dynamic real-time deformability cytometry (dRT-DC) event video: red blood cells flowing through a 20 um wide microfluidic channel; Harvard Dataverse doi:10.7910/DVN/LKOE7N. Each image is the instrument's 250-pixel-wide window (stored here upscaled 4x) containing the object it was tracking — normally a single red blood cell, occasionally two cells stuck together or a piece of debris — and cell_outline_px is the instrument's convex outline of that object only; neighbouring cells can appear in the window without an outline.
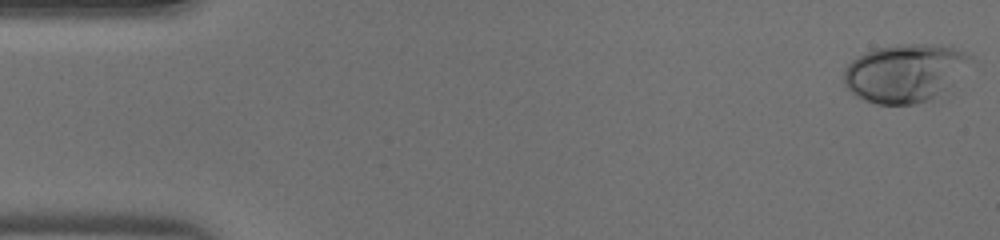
{"species": "human", "species_latin": "Homo sapiens", "temperature_condition": "warm", "stored_images_in_passage": 46, "camera_frame_rate_fps": 3000, "um_per_image_px": 0.085, "donor": {"sex": "male"}, "frame": {"image": 1, "passage_image": 1, "time_ms": 0.0, "image_size_px": [1000, 240], "cell_outline_px": [[976, 60], [940, 104], [876, 104], [856, 96], [844, 84], [844, 68], [856, 56], [864, 52], [876, 48], [904, 44], [928, 44], [952, 48], [964, 52], [972, 56]], "centroid_in_image_um": [77.07, 6.27], "position_along_channel_um": 7.9, "area_um2": 44.8}}
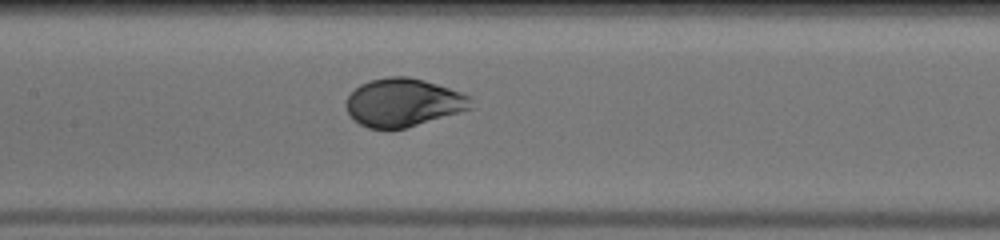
{"frame": {"image": 2, "passage_image": 22, "time_ms": 7.0, "image_size_px": [1000, 240], "cell_outline_px": [[472, 108], [404, 128], [368, 128], [360, 124], [348, 112], [344, 104], [348, 96], [360, 84], [372, 80], [388, 76], [408, 76], [424, 80], [472, 96]], "centroid_in_image_um": [34.27, 8.7], "position_along_channel_um": 173.1, "area_um2": 34.56}}
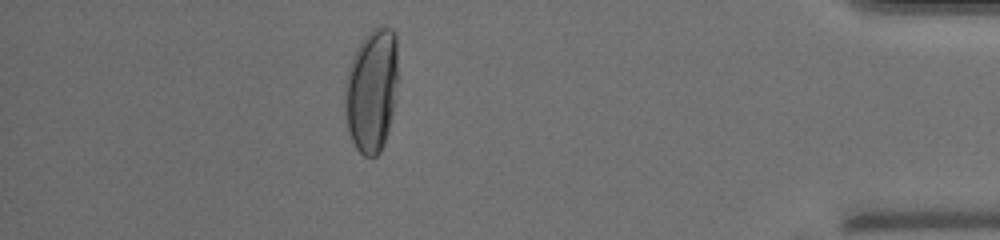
{"frame": {"image": 3, "passage_image": 41, "time_ms": 13.333, "image_size_px": [1000, 240], "cell_outline_px": [[400, 80], [396, 100], [388, 132], [384, 144], [380, 152], [376, 156], [364, 156], [356, 148], [348, 132], [344, 116], [344, 80], [352, 56], [356, 48], [364, 36], [372, 28], [380, 24], [392, 28], [396, 32]], "centroid_in_image_um": [31.62, 7.62], "position_along_channel_um": 403.6, "area_um2": 40.06}}